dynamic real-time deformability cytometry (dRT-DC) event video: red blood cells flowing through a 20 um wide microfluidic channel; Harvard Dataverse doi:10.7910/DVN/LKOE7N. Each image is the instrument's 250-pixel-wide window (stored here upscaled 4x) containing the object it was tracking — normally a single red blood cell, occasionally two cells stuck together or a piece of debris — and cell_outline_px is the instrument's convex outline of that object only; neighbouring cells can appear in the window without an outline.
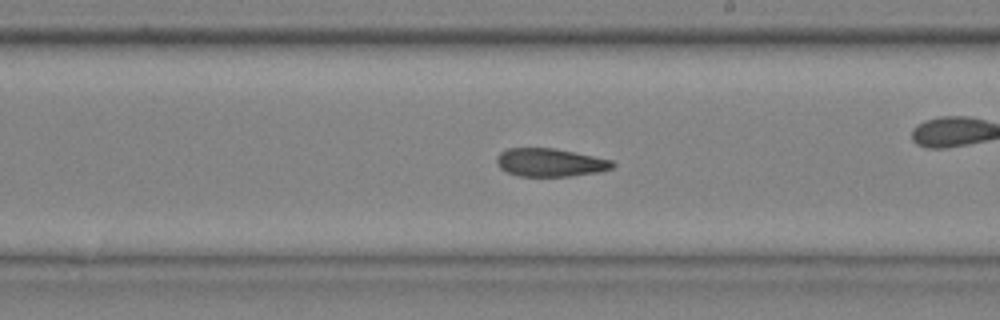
{"species": "common noctule bat (a hibernating species)", "species_latin": "Nyctalus noctula", "temperature_condition": "cold", "stored_images_in_passage": 42, "camera_frame_rate_fps": 3000, "um_per_image_px": 0.085, "animal": {"sex": "male", "body_mass_g": 20.4}, "frame": {"image": 1, "passage_image": 24, "time_ms": 7.667, "image_size_px": [1000, 320], "cell_outline_px": [[616, 164], [612, 168], [596, 172], [568, 176], [520, 176], [508, 172], [500, 168], [496, 160], [496, 156], [500, 152], [508, 148], [556, 148], [612, 160]], "centroid_in_image_um": [46.74, 13.8], "position_along_channel_um": 242.3, "area_um2": 18.9}}
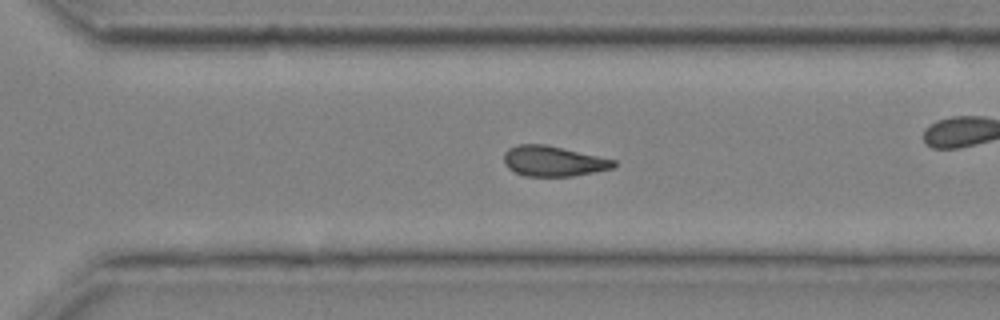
{"frame": {"image": 2, "passage_image": 30, "time_ms": 9.667, "image_size_px": [1000, 320], "cell_outline_px": [[616, 164], [612, 168], [596, 172], [572, 176], [524, 176], [508, 168], [504, 164], [504, 152], [508, 148], [516, 144], [544, 144], [616, 160]], "centroid_in_image_um": [47.0, 13.7], "position_along_channel_um": 323.6, "area_um2": 19.36}, "authors_computed_cell_mechanics": {"area_um2": 19.5364, "velocity_mm_per_s": 4.0601, "shape_relaxation_time_tau1_ms": null, "shape_relaxation_time_tau2_ms": 2.8768, "deformation_change_tau1": null, "deformation_change_tau2": 0.1111}}